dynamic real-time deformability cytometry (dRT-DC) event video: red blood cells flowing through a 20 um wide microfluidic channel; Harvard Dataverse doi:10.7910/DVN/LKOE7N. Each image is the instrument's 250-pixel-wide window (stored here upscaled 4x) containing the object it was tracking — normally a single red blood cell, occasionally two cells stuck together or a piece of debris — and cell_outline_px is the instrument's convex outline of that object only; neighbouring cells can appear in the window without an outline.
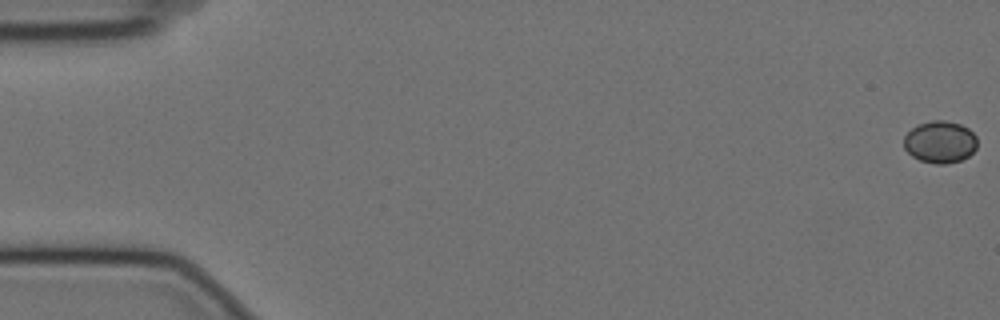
{"species": "Egyptian fruit bat (a non-hibernating species)", "species_latin": "Rousettus aegyptiacus", "temperature_condition": "cold", "stored_images_in_passage": 58, "camera_frame_rate_fps": 3000, "um_per_image_px": 0.085, "animal": {"sex": "female"}, "frame": {"image": 1, "passage_image": 1, "time_ms": 0.0, "image_size_px": [1000, 320], "cell_outline_px": [[976, 148], [968, 156], [960, 160], [944, 164], [936, 164], [920, 160], [912, 156], [904, 148], [904, 136], [916, 124], [932, 120], [944, 120], [960, 124], [968, 128], [976, 136]], "centroid_in_image_um": [79.89, 12.05], "position_along_channel_um": 5.1, "area_um2": 17.98}}
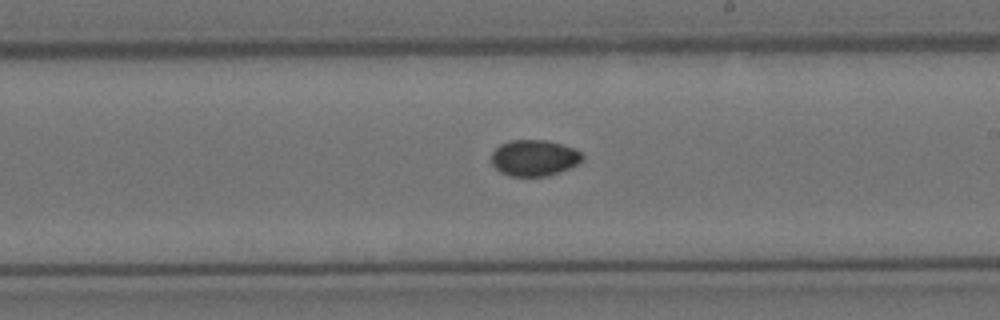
{"frame": {"image": 2, "passage_image": 34, "time_ms": 11.0, "image_size_px": [1000, 320], "cell_outline_px": [[584, 160], [560, 172], [548, 176], [508, 176], [500, 172], [492, 164], [492, 152], [500, 144], [512, 140], [544, 140], [560, 144], [572, 148], [580, 152], [584, 156]], "centroid_in_image_um": [45.39, 13.43], "position_along_channel_um": 243.6, "area_um2": 19.07}}
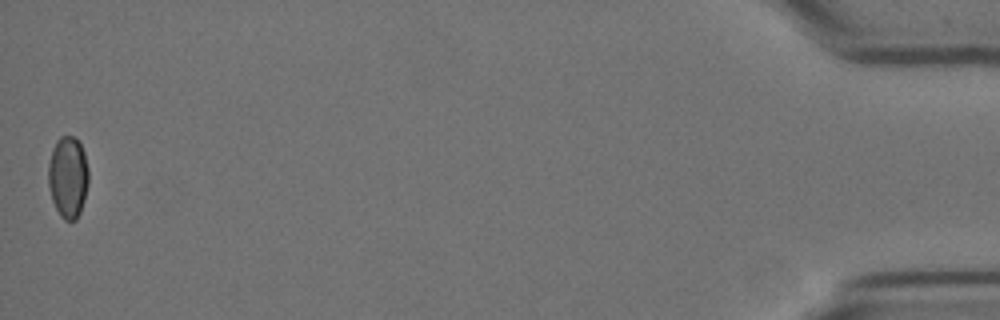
{"frame": {"image": 3, "passage_image": 58, "time_ms": 19.0, "image_size_px": [1000, 320], "cell_outline_px": [[88, 184], [84, 200], [80, 212], [76, 220], [64, 220], [60, 216], [52, 200], [48, 184], [48, 164], [52, 148], [56, 140], [60, 136], [76, 136], [80, 140], [84, 152], [88, 168]], "centroid_in_image_um": [5.78, 15.01], "position_along_channel_um": 429.4, "area_um2": 19.48}, "authors_computed_cell_mechanics": {"area_um2": 18.9295, "velocity_mm_per_s": 3.5176, "shape_relaxation_time_tau1_ms": 7.7015, "shape_relaxation_time_tau2_ms": null, "deformation_change_tau1": 0.1125, "deformation_change_tau2": null}}